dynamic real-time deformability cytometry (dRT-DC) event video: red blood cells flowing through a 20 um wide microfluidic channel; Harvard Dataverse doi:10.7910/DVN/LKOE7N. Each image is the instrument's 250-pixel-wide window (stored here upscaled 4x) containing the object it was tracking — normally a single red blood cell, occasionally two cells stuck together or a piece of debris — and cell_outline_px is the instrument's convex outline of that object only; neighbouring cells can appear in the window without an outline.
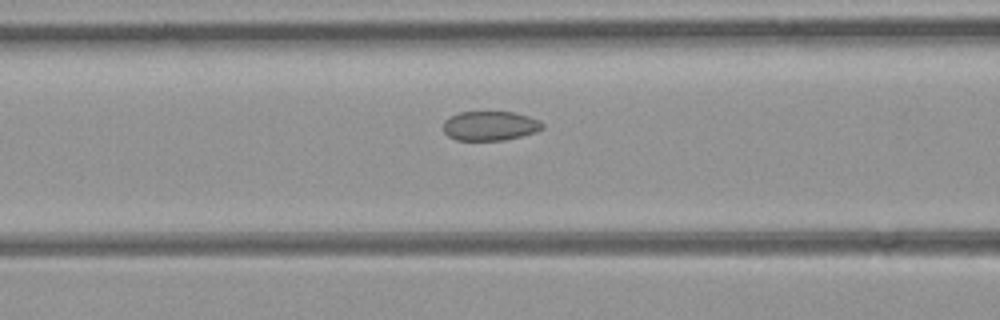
{"species": "common noctule bat (a hibernating species)", "species_latin": "Nyctalus noctula", "temperature_condition": "room temperature", "stored_images_in_passage": 7, "camera_frame_rate_fps": 3000, "um_per_image_px": 0.085, "animal": {"sex": "female", "body_mass_g": 21.9}, "frame": {"image": 1, "passage_image": 7, "time_ms": 2.0, "image_size_px": [1000, 320], "cell_outline_px": [[544, 128], [536, 132], [504, 140], [456, 140], [448, 136], [444, 132], [444, 120], [460, 112], [512, 112], [528, 116], [540, 120], [544, 124]], "centroid_in_image_um": [41.67, 10.7], "position_along_channel_um": 124.9, "area_um2": 16.94}}